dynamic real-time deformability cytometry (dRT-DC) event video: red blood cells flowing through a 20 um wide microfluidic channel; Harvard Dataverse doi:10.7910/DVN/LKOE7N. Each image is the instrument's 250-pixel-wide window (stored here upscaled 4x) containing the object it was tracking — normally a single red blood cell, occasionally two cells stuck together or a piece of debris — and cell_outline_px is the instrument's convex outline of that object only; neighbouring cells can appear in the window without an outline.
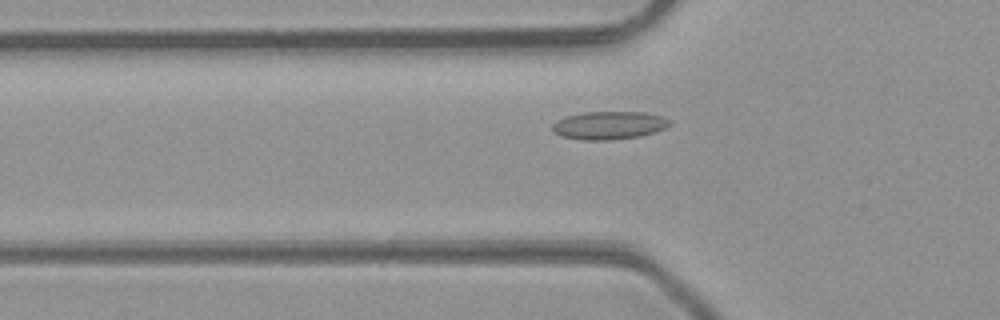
{"species": "common noctule bat (a hibernating species)", "species_latin": "Nyctalus noctula", "temperature_condition": "room temperature", "stored_images_in_passage": 44, "camera_frame_rate_fps": 3000, "um_per_image_px": 0.085, "animal": {"sex": "male", "body_mass_g": 23.1, "forearm_length_mm": 52.7}, "frame": {"image": 1, "passage_image": 12, "time_ms": 3.667, "image_size_px": [1000, 320], "cell_outline_px": [[672, 124], [656, 132], [640, 136], [612, 140], [584, 140], [560, 136], [552, 132], [552, 124], [556, 120], [564, 116], [584, 112], [648, 112], [664, 116], [672, 120]], "centroid_in_image_um": [51.78, 10.65], "position_along_channel_um": 74.0, "area_um2": 19.59}}
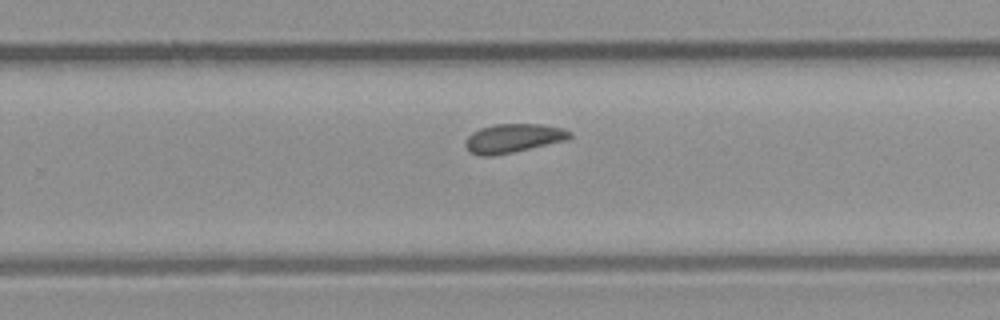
{"frame": {"image": 2, "passage_image": 27, "time_ms": 8.667, "image_size_px": [1000, 320], "cell_outline_px": [[572, 136], [568, 140], [512, 152], [492, 156], [480, 156], [468, 152], [464, 144], [468, 136], [472, 132], [480, 128], [496, 124], [540, 124], [564, 128], [572, 132]], "centroid_in_image_um": [43.62, 11.75], "position_along_channel_um": 286.2, "area_um2": 17.69}}
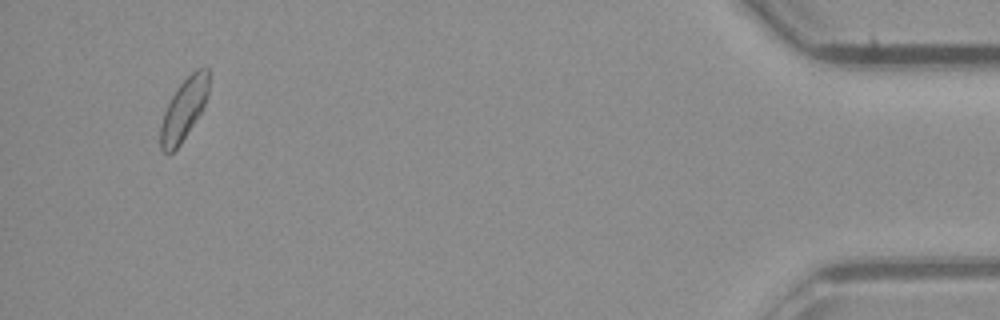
{"frame": {"image": 3, "passage_image": 42, "time_ms": 13.667, "image_size_px": [1000, 320], "cell_outline_px": [[208, 96], [200, 112], [180, 144], [172, 152], [164, 152], [160, 148], [160, 128], [164, 112], [176, 88], [196, 68], [208, 68]], "centroid_in_image_um": [15.61, 9.28], "position_along_channel_um": 419.6, "area_um2": 16.88}, "authors_computed_cell_mechanics": {"area_um2": 17.629, "velocity_mm_per_s": 4.2374, "shape_relaxation_time_tau1_ms": 6.869, "shape_relaxation_time_tau2_ms": 2.7732, "deformation_change_tau1": 0.1004, "deformation_change_tau2": 0.0839}}